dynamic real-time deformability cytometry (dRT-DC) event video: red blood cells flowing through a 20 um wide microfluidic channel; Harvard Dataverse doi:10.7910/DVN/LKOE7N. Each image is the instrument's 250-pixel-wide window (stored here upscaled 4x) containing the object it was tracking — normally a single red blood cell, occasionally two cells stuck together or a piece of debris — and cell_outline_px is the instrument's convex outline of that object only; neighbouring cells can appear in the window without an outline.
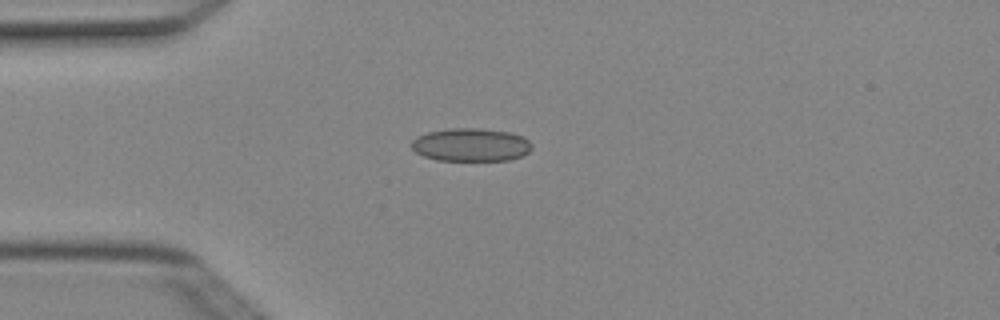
{"species": "Egyptian fruit bat (a non-hibernating species)", "species_latin": "Rousettus aegyptiacus", "temperature_condition": "cold", "stored_images_in_passage": 2, "camera_frame_rate_fps": 3000, "um_per_image_px": 0.085, "animal": {"sex": "female"}, "frame": {"image": 1, "passage_image": 1, "time_ms": 0.0, "image_size_px": [1000, 320], "cell_outline_px": [[532, 148], [528, 152], [520, 156], [508, 160], [436, 160], [424, 156], [416, 152], [412, 148], [412, 140], [416, 136], [428, 132], [448, 128], [476, 128], [512, 132], [524, 136], [532, 144]], "centroid_in_image_um": [40.03, 12.29], "position_along_channel_um": 45.0, "area_um2": 23.29}}